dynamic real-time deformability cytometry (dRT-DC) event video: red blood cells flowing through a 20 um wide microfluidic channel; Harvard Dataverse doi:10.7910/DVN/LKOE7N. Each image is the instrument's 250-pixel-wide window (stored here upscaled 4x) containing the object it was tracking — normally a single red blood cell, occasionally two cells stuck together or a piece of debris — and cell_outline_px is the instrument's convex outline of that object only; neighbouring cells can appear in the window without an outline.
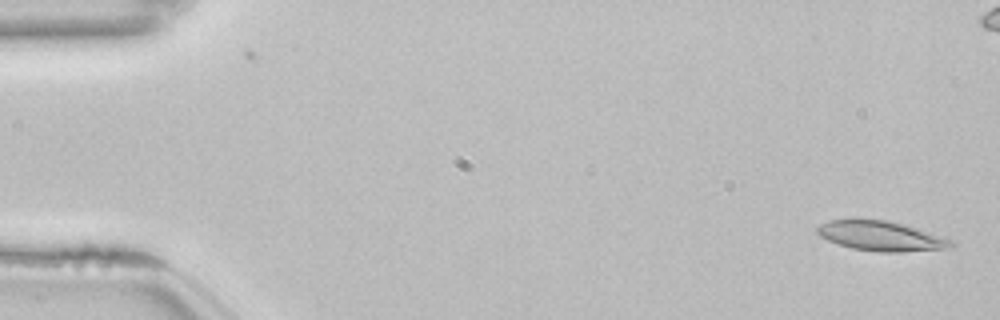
{"species": "common noctule bat (a hibernating species)", "species_latin": "Nyctalus noctula", "temperature_condition": "room temperature", "stored_images_in_passage": 55, "camera_frame_rate_fps": 3000, "um_per_image_px": 0.085, "animal": {"sex": "female", "body_mass_g": 22.7, "forearm_length_mm": 54.2}, "frame": {"image": 1, "passage_image": 2, "time_ms": 0.333, "image_size_px": [1000, 320], "cell_outline_px": [[956, 244], [952, 248], [904, 252], [876, 252], [852, 248], [836, 244], [820, 236], [816, 232], [816, 228], [820, 224], [828, 220], [888, 220], [904, 224], [952, 240]], "centroid_in_image_um": [74.89, 20.08], "position_along_channel_um": 10.1, "area_um2": 23.24}}
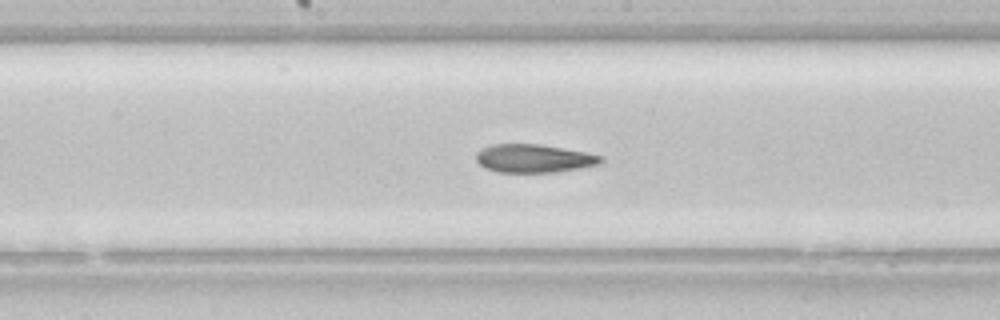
{"frame": {"image": 2, "passage_image": 28, "time_ms": 9.0, "image_size_px": [1000, 320], "cell_outline_px": [[604, 160], [600, 164], [580, 168], [556, 172], [496, 172], [484, 168], [476, 160], [476, 152], [492, 144], [540, 144], [584, 152], [604, 156]], "centroid_in_image_um": [45.38, 13.47], "position_along_channel_um": 202.8, "area_um2": 20.58}}
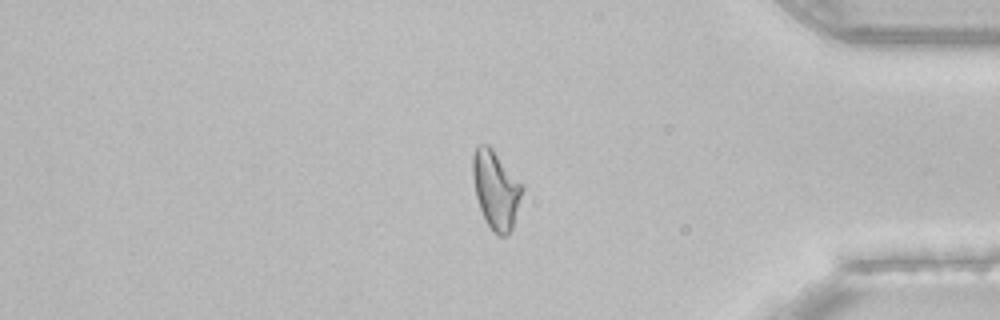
{"frame": {"image": 3, "passage_image": 45, "time_ms": 14.667, "image_size_px": [1000, 320], "cell_outline_px": [[524, 188], [512, 228], [504, 236], [500, 236], [492, 232], [480, 208], [476, 196], [472, 176], [472, 156], [476, 144], [488, 144], [492, 148], [524, 184]], "centroid_in_image_um": [42.15, 16.07], "position_along_channel_um": 393.1, "area_um2": 22.66}, "authors_computed_cell_mechanics": {"area_um2": 22.9466, "velocity_mm_per_s": 3.836, "shape_relaxation_time_tau1_ms": null, "shape_relaxation_time_tau2_ms": 6.9296, "deformation_change_tau1": null, "deformation_change_tau2": 0.1603}}